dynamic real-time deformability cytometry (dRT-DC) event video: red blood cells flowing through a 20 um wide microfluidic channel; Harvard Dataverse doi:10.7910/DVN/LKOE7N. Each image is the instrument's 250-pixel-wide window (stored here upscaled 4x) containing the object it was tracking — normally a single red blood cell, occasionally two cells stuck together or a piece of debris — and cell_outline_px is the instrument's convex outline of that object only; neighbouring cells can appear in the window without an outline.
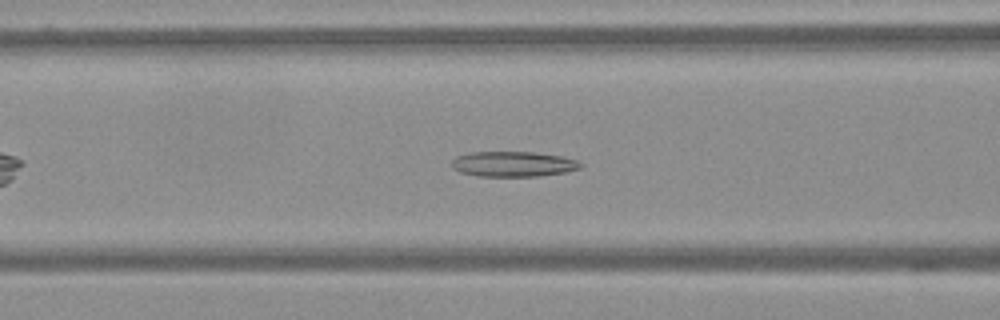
{"species": "Egyptian fruit bat (a non-hibernating species)", "species_latin": "Rousettus aegyptiacus", "temperature_condition": "warm", "stored_images_in_passage": 52, "camera_frame_rate_fps": 3000, "um_per_image_px": 0.085, "frame": {"image": 1, "passage_image": 15, "time_ms": 4.667, "image_size_px": [1000, 320], "cell_outline_px": [[584, 164], [580, 168], [564, 172], [536, 176], [480, 176], [460, 172], [452, 168], [452, 160], [456, 156], [472, 152], [532, 152], [560, 156], [576, 160]], "centroid_in_image_um": [43.6, 13.94], "position_along_channel_um": 123.0, "area_um2": 18.79}}
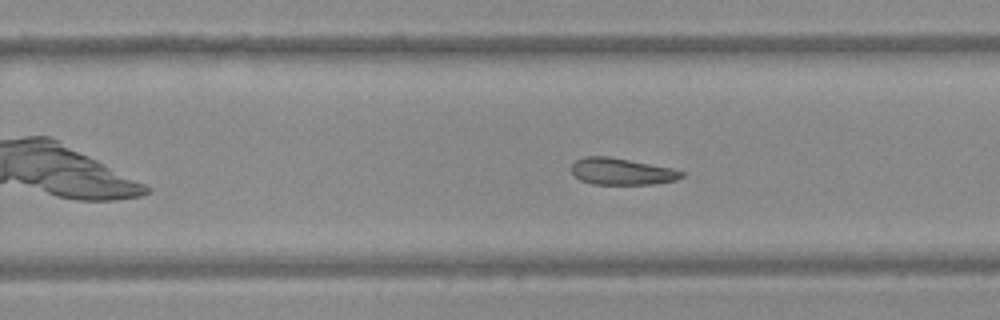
{"frame": {"image": 2, "passage_image": 29, "time_ms": 9.333, "image_size_px": [1000, 320], "cell_outline_px": [[684, 176], [676, 180], [656, 184], [592, 184], [580, 180], [572, 172], [572, 164], [576, 160], [584, 156], [608, 156], [672, 168], [684, 172]], "centroid_in_image_um": [52.85, 14.58], "position_along_channel_um": 277.0, "area_um2": 17.11}}
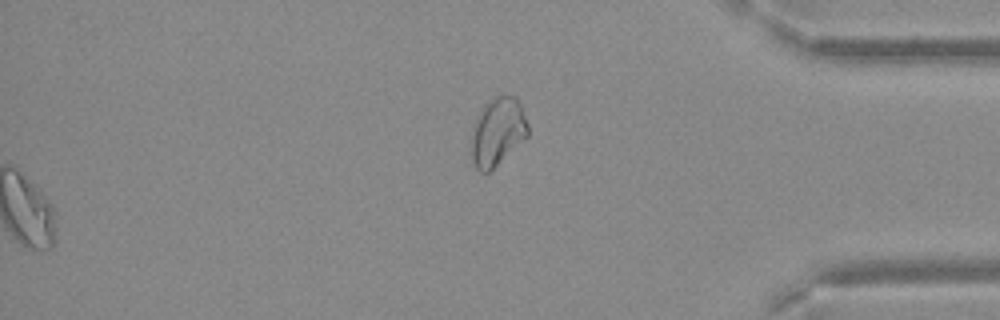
{"frame": {"image": 3, "passage_image": 52, "time_ms": 17.0, "image_size_px": [1000, 320], "cell_outline_px": [[528, 136], [488, 172], [480, 172], [476, 168], [472, 160], [472, 128], [484, 104], [496, 96], [516, 96], [520, 104], [528, 124]], "centroid_in_image_um": [42.3, 11.18], "position_along_channel_um": 392.9, "area_um2": 22.02}}